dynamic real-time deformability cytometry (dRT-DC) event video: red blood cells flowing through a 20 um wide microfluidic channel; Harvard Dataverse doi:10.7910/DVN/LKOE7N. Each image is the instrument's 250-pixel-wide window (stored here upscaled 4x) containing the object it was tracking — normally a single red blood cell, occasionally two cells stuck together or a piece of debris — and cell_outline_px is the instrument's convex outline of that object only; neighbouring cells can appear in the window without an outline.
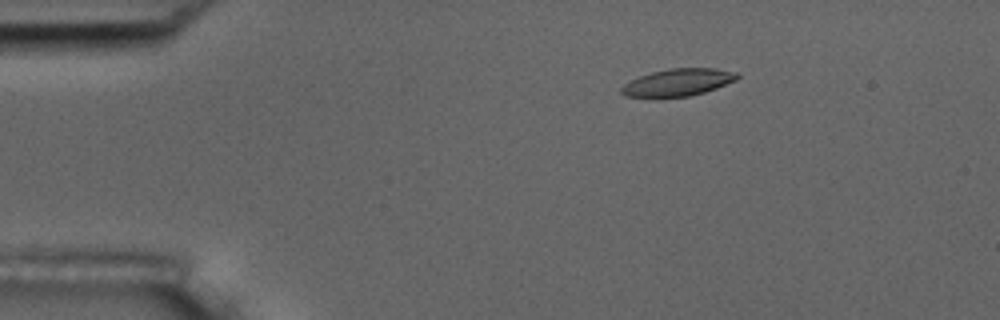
{"species": "common noctule bat (a hibernating species)", "species_latin": "Nyctalus noctula", "temperature_condition": "room temperature", "stored_images_in_passage": 5, "camera_frame_rate_fps": 3000, "um_per_image_px": 0.085, "animal": {"sex": "male", "body_mass_g": 17.5, "forearm_length_mm": 52.3}, "frame": {"image": 1, "passage_image": 3, "time_ms": 2.333, "image_size_px": [1000, 320], "cell_outline_px": [[740, 76], [736, 80], [716, 88], [704, 92], [688, 96], [624, 96], [620, 92], [620, 88], [624, 84], [640, 76], [652, 72], [668, 68], [716, 68], [736, 72]], "centroid_in_image_um": [57.65, 6.98], "position_along_channel_um": 27.3, "area_um2": 18.09}}